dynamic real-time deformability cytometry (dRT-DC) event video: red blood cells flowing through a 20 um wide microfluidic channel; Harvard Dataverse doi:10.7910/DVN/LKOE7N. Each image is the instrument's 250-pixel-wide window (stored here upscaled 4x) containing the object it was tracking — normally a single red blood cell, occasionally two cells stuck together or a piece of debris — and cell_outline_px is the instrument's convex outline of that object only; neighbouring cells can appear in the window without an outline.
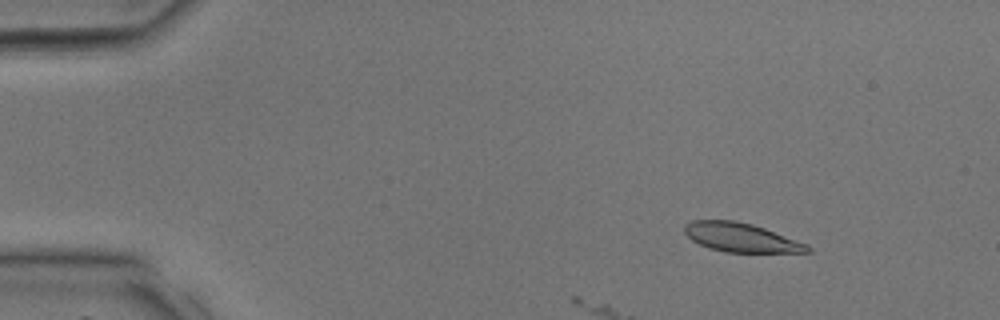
{"species": "common noctule bat (a hibernating species)", "species_latin": "Nyctalus noctula", "temperature_condition": "room temperature", "stored_images_in_passage": 18, "camera_frame_rate_fps": 3000, "um_per_image_px": 0.085, "animal": {"sex": "male", "body_mass_g": 17.9, "forearm_length_mm": 54.2}, "frame": {"image": 1, "passage_image": 5, "time_ms": 1.333, "image_size_px": [1000, 320], "cell_outline_px": [[812, 252], [724, 252], [700, 244], [692, 240], [684, 232], [684, 224], [692, 220], [732, 220], [752, 224], [764, 228], [808, 244], [812, 248]], "centroid_in_image_um": [62.99, 20.18], "position_along_channel_um": 22.0, "area_um2": 20.63}}